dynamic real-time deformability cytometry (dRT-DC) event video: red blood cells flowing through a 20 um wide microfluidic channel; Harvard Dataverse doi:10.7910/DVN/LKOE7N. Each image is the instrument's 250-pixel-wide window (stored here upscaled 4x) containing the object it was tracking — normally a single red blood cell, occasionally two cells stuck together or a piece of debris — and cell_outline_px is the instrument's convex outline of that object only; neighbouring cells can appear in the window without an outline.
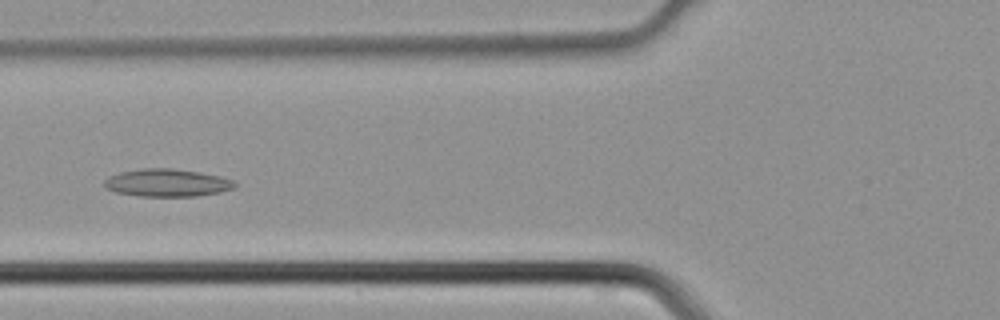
{"species": "common noctule bat (a hibernating species)", "species_latin": "Nyctalus noctula", "temperature_condition": "cold", "stored_images_in_passage": 39, "camera_frame_rate_fps": 3000, "um_per_image_px": 0.085, "animal": {"sex": "male", "body_mass_g": 21.5, "forearm_length_mm": 52.0}, "frame": {"image": 1, "passage_image": 12, "time_ms": 3.667, "image_size_px": [1000, 320], "cell_outline_px": [[236, 188], [220, 192], [196, 196], [140, 196], [116, 192], [104, 188], [104, 180], [108, 176], [120, 172], [144, 168], [172, 168], [200, 172], [220, 176], [232, 180], [236, 184]], "centroid_in_image_um": [14.19, 15.53], "position_along_channel_um": 111.6, "area_um2": 21.1}}
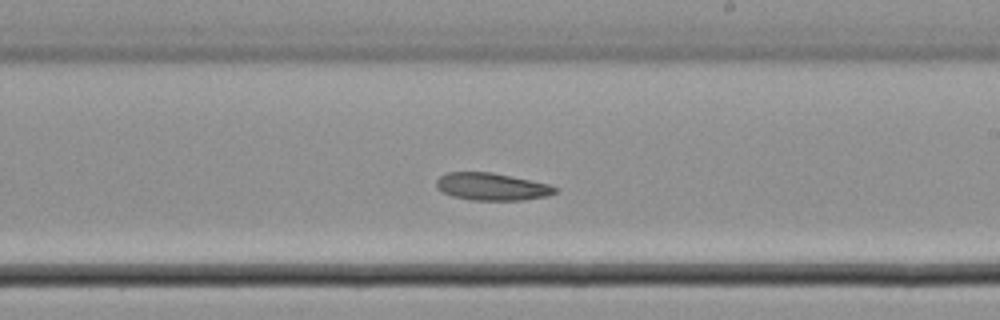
{"frame": {"image": 2, "passage_image": 21, "time_ms": 6.667, "image_size_px": [1000, 320], "cell_outline_px": [[560, 188], [556, 192], [548, 196], [524, 200], [472, 200], [452, 196], [440, 192], [436, 188], [436, 180], [440, 176], [448, 172], [492, 172], [512, 176], [548, 184]], "centroid_in_image_um": [41.79, 15.87], "position_along_channel_um": 247.2, "area_um2": 19.13}}
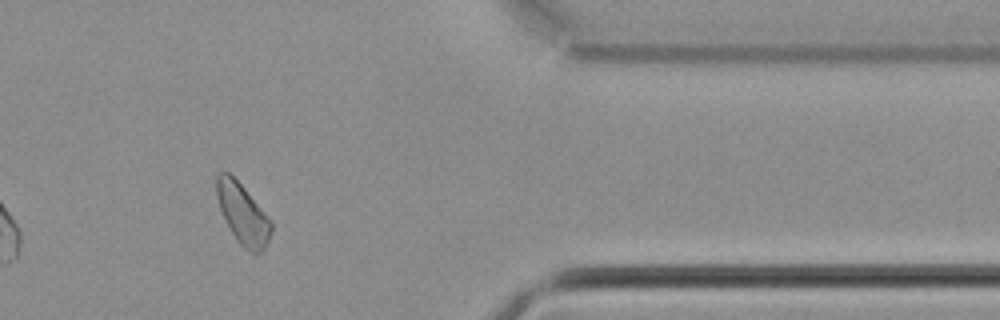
{"frame": {"image": 3, "passage_image": 32, "time_ms": 10.333, "image_size_px": [1000, 320], "cell_outline_px": [[272, 228], [268, 240], [264, 248], [256, 256], [248, 252], [236, 240], [224, 220], [216, 196], [216, 176], [220, 172], [228, 172], [244, 188], [272, 220]], "centroid_in_image_um": [20.63, 18.22], "position_along_channel_um": 390.8, "area_um2": 19.31}}